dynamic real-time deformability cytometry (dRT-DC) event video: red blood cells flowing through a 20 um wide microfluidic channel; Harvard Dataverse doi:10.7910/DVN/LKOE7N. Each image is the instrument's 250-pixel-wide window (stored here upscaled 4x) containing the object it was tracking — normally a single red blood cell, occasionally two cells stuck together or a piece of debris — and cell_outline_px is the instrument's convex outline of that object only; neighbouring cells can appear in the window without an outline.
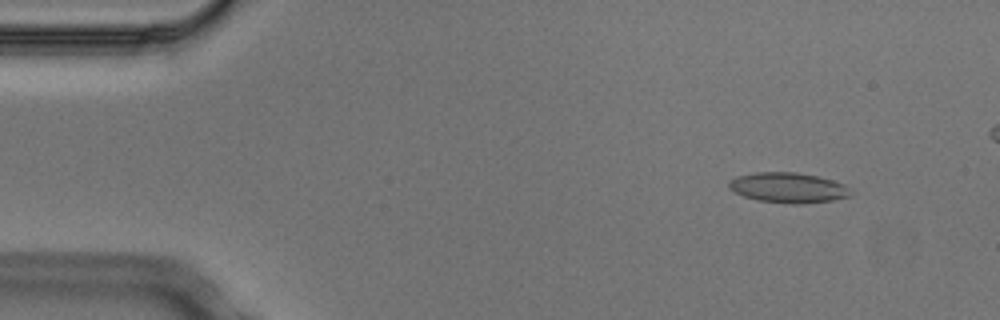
{"species": "Egyptian fruit bat (a non-hibernating species)", "species_latin": "Rousettus aegyptiacus", "temperature_condition": "cold", "stored_images_in_passage": 5, "camera_frame_rate_fps": 3000, "um_per_image_px": 0.085, "animal": {"sex": "male"}, "frame": {"image": 1, "passage_image": 2, "time_ms": 0.333, "image_size_px": [1000, 320], "cell_outline_px": [[852, 196], [832, 200], [796, 204], [792, 204], [756, 200], [744, 196], [728, 188], [728, 184], [736, 176], [756, 172], [796, 172], [816, 176], [832, 180], [844, 184], [852, 192]], "centroid_in_image_um": [67.0, 15.95], "position_along_channel_um": 18.0, "area_um2": 21.33}}